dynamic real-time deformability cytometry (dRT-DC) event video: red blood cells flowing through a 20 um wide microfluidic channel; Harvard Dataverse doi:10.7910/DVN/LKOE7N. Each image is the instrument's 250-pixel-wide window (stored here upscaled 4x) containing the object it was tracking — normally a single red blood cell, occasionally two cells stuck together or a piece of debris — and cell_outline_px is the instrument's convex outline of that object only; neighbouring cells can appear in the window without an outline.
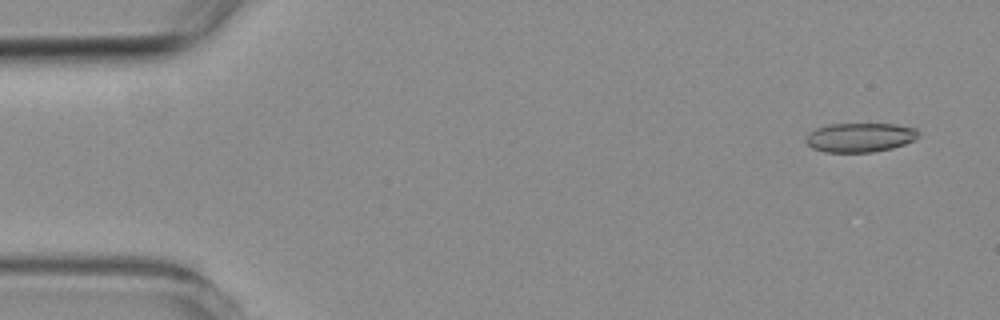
{"species": "common noctule bat (a hibernating species)", "species_latin": "Nyctalus noctula", "temperature_condition": "room temperature", "stored_images_in_passage": 3, "camera_frame_rate_fps": 3000, "um_per_image_px": 0.085, "animal": {"sex": "female", "body_mass_g": 19.3, "forearm_length_mm": 54.1}, "frame": {"image": 1, "passage_image": 1, "time_ms": 0.0, "image_size_px": [1000, 320], "cell_outline_px": [[920, 136], [916, 140], [892, 148], [872, 152], [824, 152], [812, 148], [804, 140], [816, 128], [828, 124], [896, 124], [916, 128], [920, 132]], "centroid_in_image_um": [73.15, 11.68], "position_along_channel_um": 11.9, "area_um2": 19.25}}